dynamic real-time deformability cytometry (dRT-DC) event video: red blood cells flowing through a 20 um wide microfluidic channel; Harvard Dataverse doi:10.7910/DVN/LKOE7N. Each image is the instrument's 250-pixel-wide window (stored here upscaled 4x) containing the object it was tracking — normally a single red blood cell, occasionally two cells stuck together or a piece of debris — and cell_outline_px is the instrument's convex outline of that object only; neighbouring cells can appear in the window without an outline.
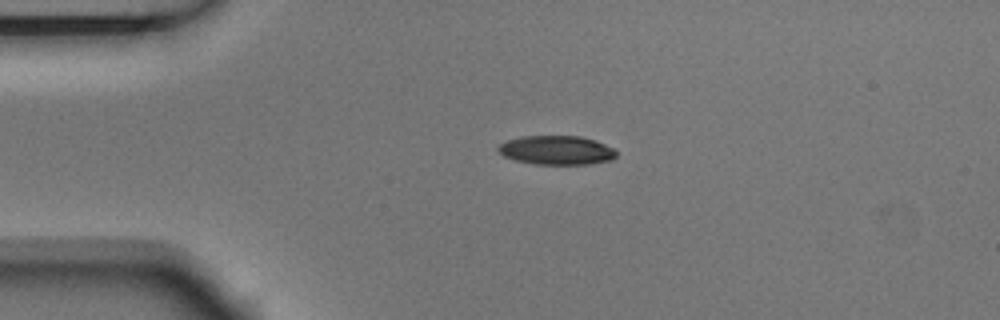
{"species": "Egyptian fruit bat (a non-hibernating species)", "species_latin": "Rousettus aegyptiacus", "temperature_condition": "room temperature", "stored_images_in_passage": 4, "camera_frame_rate_fps": 3000, "um_per_image_px": 0.085, "animal": {"sex": "male"}, "frame": {"image": 1, "passage_image": 3, "time_ms": 0.667, "image_size_px": [1000, 320], "cell_outline_px": [[616, 156], [612, 160], [588, 164], [536, 164], [516, 160], [504, 156], [496, 148], [500, 144], [508, 140], [524, 136], [580, 136], [596, 140], [612, 148], [616, 152]], "centroid_in_image_um": [47.32, 12.76], "position_along_channel_um": 37.7, "area_um2": 19.83}}